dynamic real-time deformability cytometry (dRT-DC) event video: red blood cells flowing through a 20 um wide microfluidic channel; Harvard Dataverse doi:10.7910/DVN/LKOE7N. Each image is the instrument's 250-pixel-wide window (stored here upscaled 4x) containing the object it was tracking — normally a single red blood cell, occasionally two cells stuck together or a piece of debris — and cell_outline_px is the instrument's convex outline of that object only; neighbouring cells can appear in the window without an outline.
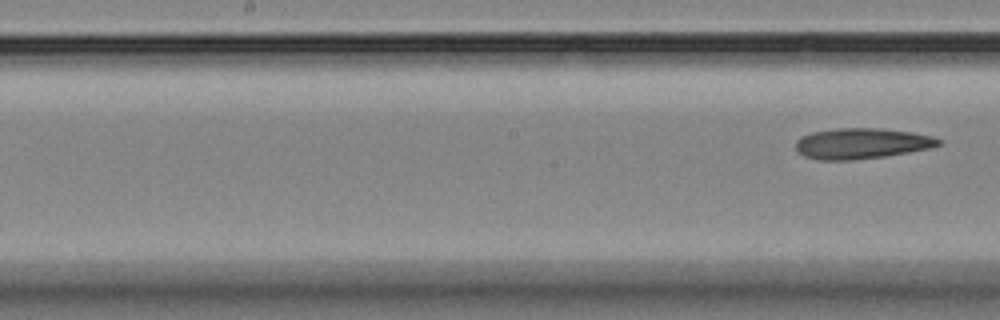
{"species": "Egyptian fruit bat (a non-hibernating species)", "species_latin": "Rousettus aegyptiacus", "temperature_condition": "room temperature", "stored_images_in_passage": 9, "segment_of_instrument_passage": [2, 2], "camera_frame_rate_fps": 3000, "um_per_image_px": 0.085, "animal": {"sex": "female"}, "frame": {"image": 1, "passage_image": 9, "time_ms": 10.0, "image_size_px": [1000, 320], "cell_outline_px": [[944, 144], [932, 148], [884, 156], [852, 160], [816, 160], [804, 156], [796, 148], [796, 140], [800, 136], [812, 132], [836, 128], [880, 128], [912, 132], [932, 136], [940, 140]], "centroid_in_image_um": [73.24, 12.19], "position_along_channel_um": 175.0, "area_um2": 25.66}}